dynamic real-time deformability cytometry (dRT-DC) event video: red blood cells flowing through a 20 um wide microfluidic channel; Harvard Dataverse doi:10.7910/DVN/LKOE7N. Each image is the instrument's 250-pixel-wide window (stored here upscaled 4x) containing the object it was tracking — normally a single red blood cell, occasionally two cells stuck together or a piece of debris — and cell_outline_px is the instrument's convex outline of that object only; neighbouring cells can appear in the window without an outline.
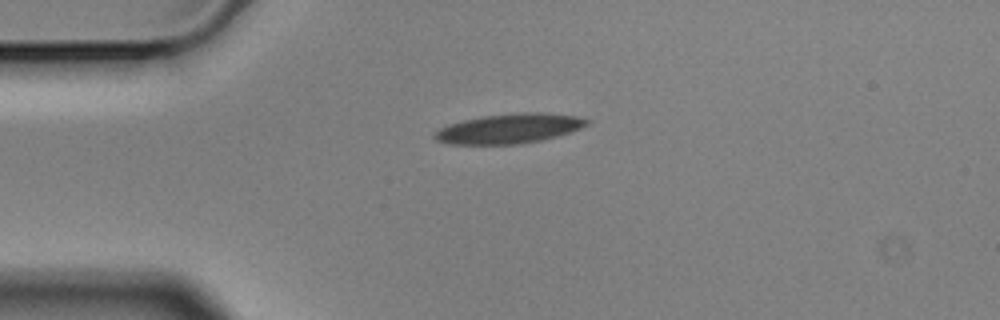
{"species": "Egyptian fruit bat (a non-hibernating species)", "species_latin": "Rousettus aegyptiacus", "temperature_condition": "cold", "stored_images_in_passage": 2, "camera_frame_rate_fps": 3000, "um_per_image_px": 0.085, "animal": {"sex": "male"}, "frame": {"image": 1, "passage_image": 1, "time_ms": 0.0, "image_size_px": [1000, 320], "cell_outline_px": [[588, 124], [580, 128], [544, 140], [520, 144], [448, 144], [436, 140], [432, 136], [440, 128], [448, 124], [464, 120], [484, 116], [520, 112], [540, 112], [576, 116], [588, 120]], "centroid_in_image_um": [43.25, 10.93], "position_along_channel_um": 41.7, "area_um2": 26.18}}